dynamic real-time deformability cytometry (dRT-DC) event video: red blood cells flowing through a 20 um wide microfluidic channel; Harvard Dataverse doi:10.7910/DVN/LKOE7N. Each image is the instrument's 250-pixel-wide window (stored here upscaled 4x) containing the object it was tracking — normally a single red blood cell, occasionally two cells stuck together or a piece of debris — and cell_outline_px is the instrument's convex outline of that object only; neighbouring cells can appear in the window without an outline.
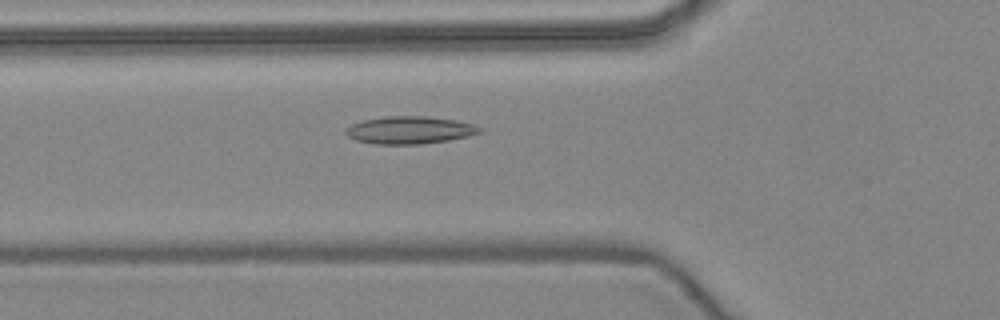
{"species": "common noctule bat (a hibernating species)", "species_latin": "Nyctalus noctula", "temperature_condition": "warm", "stored_images_in_passage": 38, "camera_frame_rate_fps": 3000, "um_per_image_px": 0.085, "animal": {"sex": "female", "body_mass_g": 24.6, "forearm_length_mm": 56.2}, "frame": {"image": 1, "passage_image": 4, "time_ms": 1.0, "image_size_px": [1000, 320], "cell_outline_px": [[484, 132], [468, 136], [448, 140], [420, 144], [376, 144], [356, 140], [348, 136], [344, 132], [344, 128], [360, 120], [388, 116], [424, 116], [456, 120], [472, 124], [484, 128]], "centroid_in_image_um": [34.82, 11.05], "position_along_channel_um": 91.0, "area_um2": 21.62}}
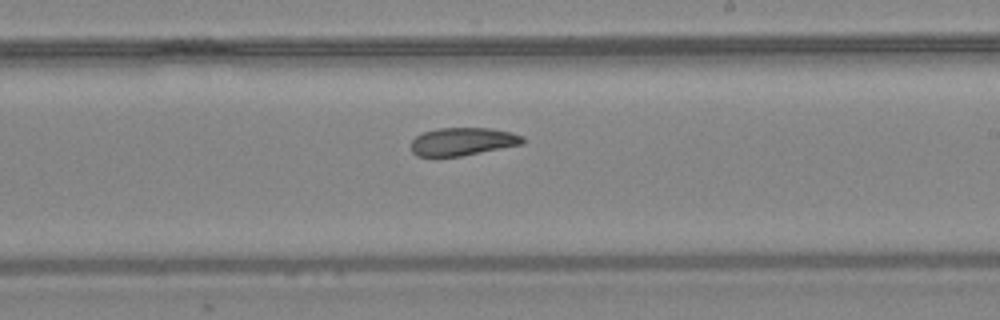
{"frame": {"image": 2, "passage_image": 16, "time_ms": 5.0, "image_size_px": [1000, 320], "cell_outline_px": [[524, 144], [460, 156], [416, 156], [412, 152], [412, 140], [416, 136], [424, 132], [436, 128], [492, 128], [512, 132], [524, 136]], "centroid_in_image_um": [39.36, 12.02], "position_along_channel_um": 249.6, "area_um2": 18.21}}
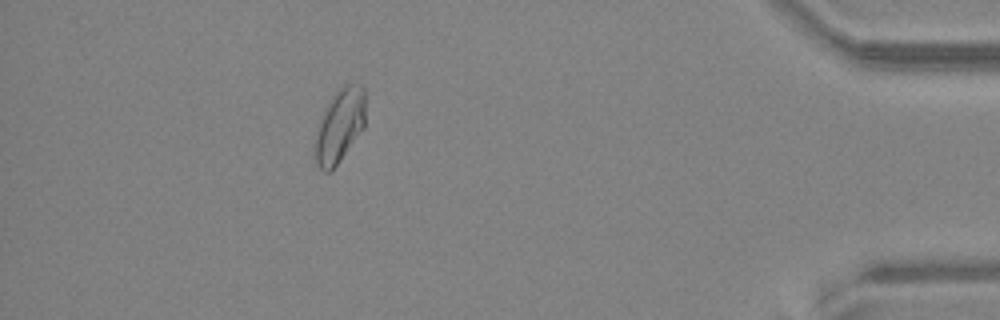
{"frame": {"image": 3, "passage_image": 32, "time_ms": 10.333, "image_size_px": [1000, 320], "cell_outline_px": [[364, 128], [340, 160], [328, 172], [324, 172], [316, 164], [316, 124], [328, 100], [344, 84], [352, 84], [364, 88]], "centroid_in_image_um": [28.84, 10.66], "position_along_channel_um": 406.4, "area_um2": 21.39}}